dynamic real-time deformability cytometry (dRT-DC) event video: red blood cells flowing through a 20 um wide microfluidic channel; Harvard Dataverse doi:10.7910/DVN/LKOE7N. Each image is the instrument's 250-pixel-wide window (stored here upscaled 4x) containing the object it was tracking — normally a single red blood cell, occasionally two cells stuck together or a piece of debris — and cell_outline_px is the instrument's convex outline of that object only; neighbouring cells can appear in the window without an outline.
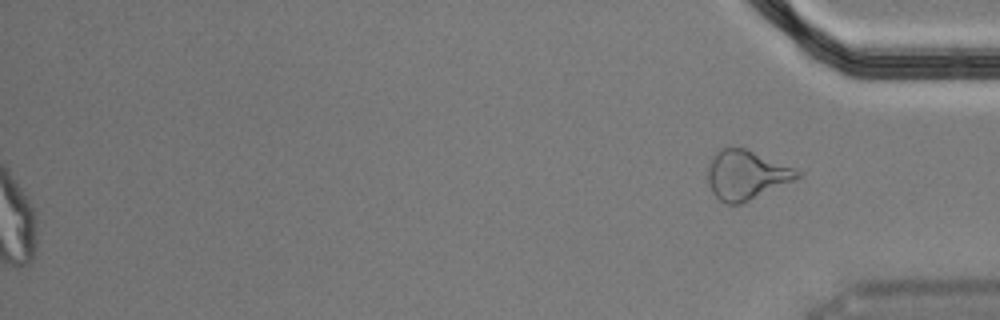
{"species": "Egyptian fruit bat (a non-hibernating species)", "species_latin": "Rousettus aegyptiacus", "temperature_condition": "cold", "stored_images_in_passage": 46, "segment_of_instrument_passage": [2, 2], "camera_frame_rate_fps": 3000, "um_per_image_px": 0.085, "animal": {"sex": "male"}, "frame": {"image": 1, "passage_image": 46, "time_ms": 15.0, "image_size_px": [1000, 320], "cell_outline_px": [[800, 176], [744, 204], [724, 204], [712, 192], [708, 180], [708, 168], [716, 152], [720, 148], [728, 144], [744, 148], [796, 168], [800, 172]], "centroid_in_image_um": [63.4, 14.86], "position_along_channel_um": 371.8, "area_um2": 25.72}}